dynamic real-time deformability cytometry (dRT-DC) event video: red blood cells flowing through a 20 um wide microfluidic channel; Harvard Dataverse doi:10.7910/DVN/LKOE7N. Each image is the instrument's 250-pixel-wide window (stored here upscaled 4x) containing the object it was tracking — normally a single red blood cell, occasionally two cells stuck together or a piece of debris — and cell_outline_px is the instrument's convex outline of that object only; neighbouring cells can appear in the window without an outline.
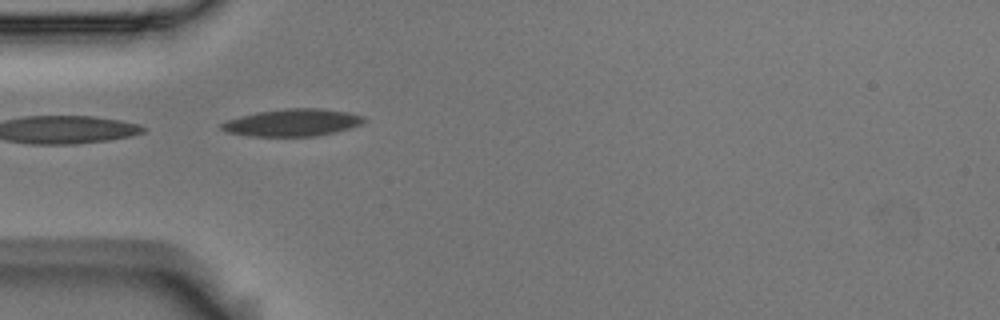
{"species": "Egyptian fruit bat (a non-hibernating species)", "species_latin": "Rousettus aegyptiacus", "temperature_condition": "room temperature", "stored_images_in_passage": 8, "camera_frame_rate_fps": 3000, "um_per_image_px": 0.085, "animal": {"sex": "male"}, "frame": {"image": 1, "passage_image": 4, "time_ms": 1.0, "image_size_px": [1000, 320], "cell_outline_px": [[368, 120], [360, 124], [336, 132], [316, 136], [248, 136], [228, 132], [220, 128], [220, 124], [228, 120], [240, 116], [256, 112], [284, 108], [320, 108], [348, 112], [364, 116]], "centroid_in_image_um": [24.87, 10.41], "position_along_channel_um": 60.1, "area_um2": 22.66}}
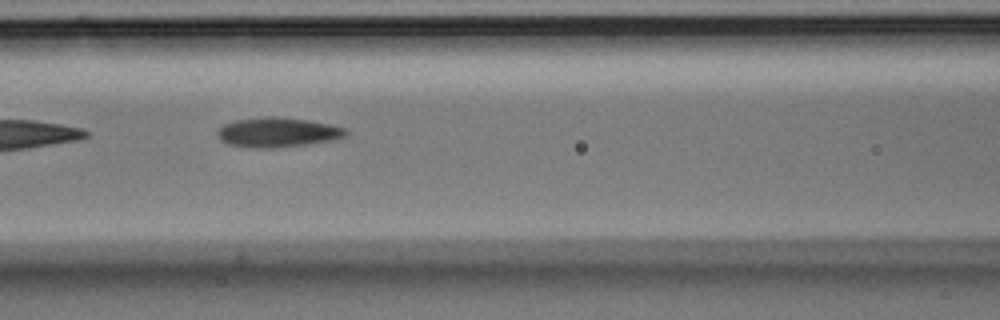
{"frame": {"image": 2, "passage_image": 6, "time_ms": 1.667, "image_size_px": [1000, 320], "cell_outline_px": [[348, 132], [344, 136], [332, 140], [308, 144], [272, 148], [256, 148], [228, 144], [220, 140], [216, 132], [224, 124], [236, 120], [308, 120], [332, 124], [344, 128]], "centroid_in_image_um": [23.62, 11.31], "position_along_channel_um": 143.0, "area_um2": 20.98}}
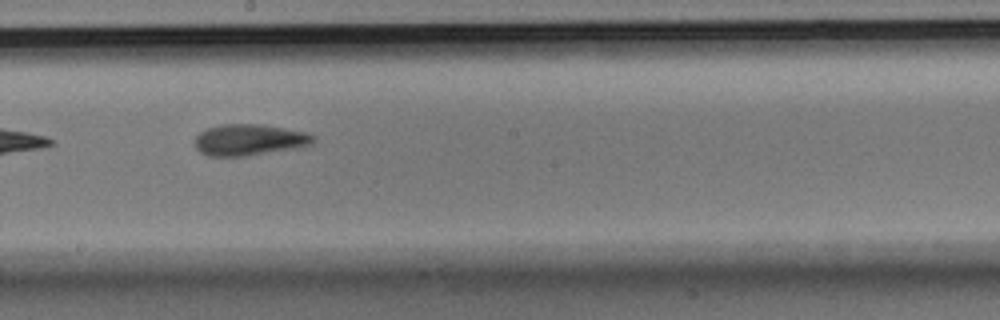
{"frame": {"image": 3, "passage_image": 8, "time_ms": 2.333, "image_size_px": [1000, 320], "cell_outline_px": [[316, 140], [312, 144], [296, 148], [244, 156], [208, 156], [200, 152], [192, 144], [196, 136], [204, 128], [224, 124], [260, 124], [284, 128], [304, 132], [316, 136]], "centroid_in_image_um": [21.15, 11.88], "position_along_channel_um": 227.1, "area_um2": 21.73}}